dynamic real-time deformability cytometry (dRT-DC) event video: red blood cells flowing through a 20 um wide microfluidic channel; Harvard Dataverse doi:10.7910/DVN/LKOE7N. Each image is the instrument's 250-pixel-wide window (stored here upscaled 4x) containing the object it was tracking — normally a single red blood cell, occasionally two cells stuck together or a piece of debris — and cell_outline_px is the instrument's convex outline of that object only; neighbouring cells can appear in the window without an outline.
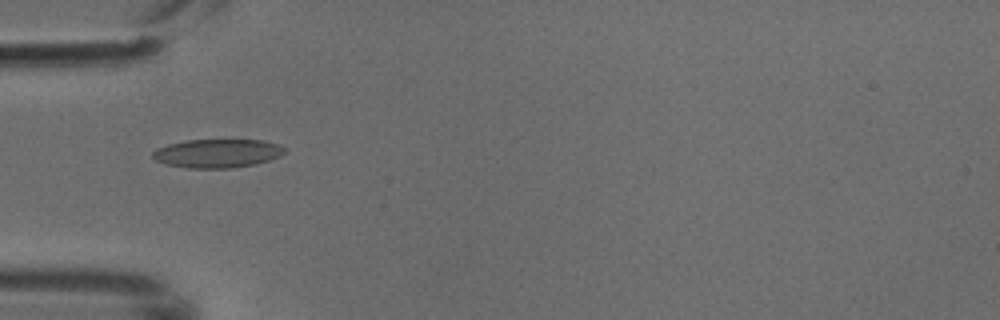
{"species": "common noctule bat (a hibernating species)", "species_latin": "Nyctalus noctula", "temperature_condition": "cold", "stored_images_in_passage": 4, "camera_frame_rate_fps": 3000, "um_per_image_px": 0.085, "animal": {"sex": "male", "body_mass_g": 18.8}, "frame": {"image": 1, "passage_image": 3, "time_ms": 0.667, "image_size_px": [1000, 320], "cell_outline_px": [[284, 152], [280, 156], [256, 164], [232, 168], [188, 168], [164, 164], [156, 160], [152, 156], [152, 152], [156, 148], [168, 144], [188, 140], [264, 140], [276, 144], [284, 148]], "centroid_in_image_um": [18.44, 13.04], "position_along_channel_um": 66.6, "area_um2": 21.96}}
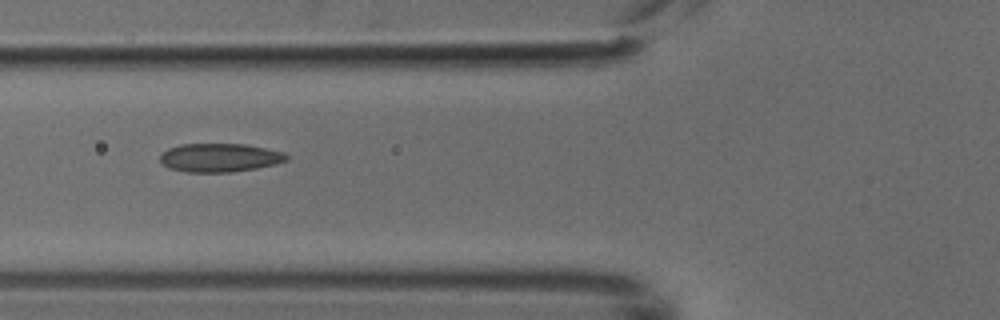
{"frame": {"image": 2, "passage_image": 4, "time_ms": 1.0, "image_size_px": [1000, 320], "cell_outline_px": [[288, 160], [276, 164], [256, 168], [232, 172], [188, 172], [168, 168], [160, 160], [160, 156], [168, 148], [180, 144], [244, 144], [284, 152], [288, 156]], "centroid_in_image_um": [18.68, 13.4], "position_along_channel_um": 107.1, "area_um2": 20.98}}